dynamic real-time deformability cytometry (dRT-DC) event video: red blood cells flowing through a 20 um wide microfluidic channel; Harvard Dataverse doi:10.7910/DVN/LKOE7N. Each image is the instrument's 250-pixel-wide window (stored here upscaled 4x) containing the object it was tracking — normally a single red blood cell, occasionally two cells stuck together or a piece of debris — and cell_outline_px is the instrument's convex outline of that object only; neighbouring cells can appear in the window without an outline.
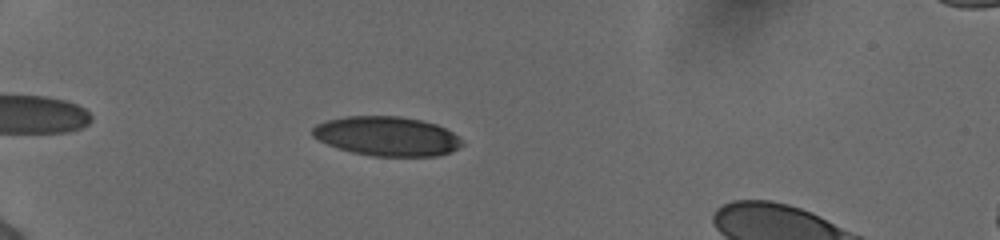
{"species": "human", "species_latin": "Homo sapiens", "temperature_condition": "cold", "stored_images_in_passage": 44, "camera_frame_rate_fps": 3000, "um_per_image_px": 0.085, "donor": {"sex": "female"}, "frame": {"image": 1, "passage_image": 7, "time_ms": 2.0, "image_size_px": [1000, 240], "cell_outline_px": [[464, 144], [448, 152], [436, 156], [372, 156], [352, 152], [328, 144], [312, 136], [312, 128], [316, 124], [328, 120], [344, 116], [400, 116], [420, 120], [436, 124], [452, 132]], "centroid_in_image_um": [32.86, 11.57], "position_along_channel_um": 52.1, "area_um2": 33.99}}
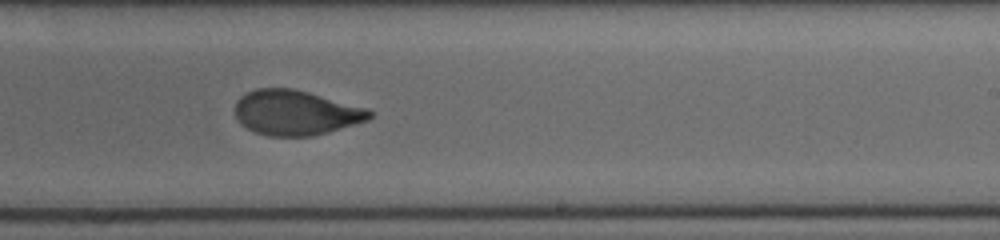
{"frame": {"image": 2, "passage_image": 26, "time_ms": 8.333, "image_size_px": [1000, 240], "cell_outline_px": [[372, 116], [368, 120], [312, 136], [268, 136], [256, 132], [240, 124], [236, 116], [236, 100], [240, 96], [256, 88], [292, 88], [308, 92], [368, 108], [372, 112]], "centroid_in_image_um": [25.12, 9.57], "position_along_channel_um": 263.9, "area_um2": 35.03}}
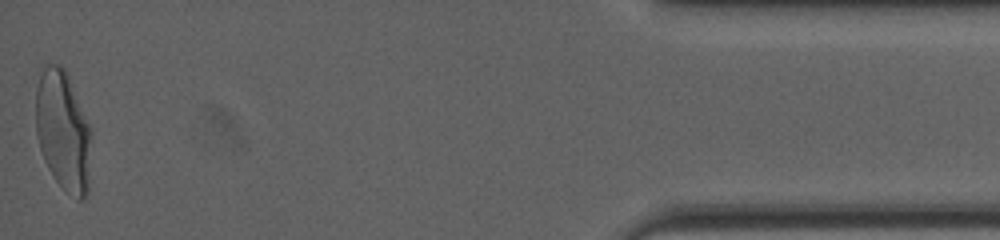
{"frame": {"image": 3, "passage_image": 44, "time_ms": 14.333, "image_size_px": [1000, 240], "cell_outline_px": [[92, 132], [88, 192], [80, 200], [76, 200], [56, 180], [48, 168], [44, 160], [36, 136], [36, 88], [40, 76], [44, 68], [48, 64], [60, 64], [64, 68], [68, 76], [92, 128]], "centroid_in_image_um": [5.38, 11.13], "position_along_channel_um": 429.8, "area_um2": 39.02}, "authors_computed_cell_mechanics": {"area_um2": 36.1828, "velocity_mm_per_s": 3.8893, "shape_relaxation_time_tau1_ms": 4.6793, "shape_relaxation_time_tau2_ms": 0.9076, "deformation_change_tau1": 0.1721, "deformation_change_tau2": 0.0623}}